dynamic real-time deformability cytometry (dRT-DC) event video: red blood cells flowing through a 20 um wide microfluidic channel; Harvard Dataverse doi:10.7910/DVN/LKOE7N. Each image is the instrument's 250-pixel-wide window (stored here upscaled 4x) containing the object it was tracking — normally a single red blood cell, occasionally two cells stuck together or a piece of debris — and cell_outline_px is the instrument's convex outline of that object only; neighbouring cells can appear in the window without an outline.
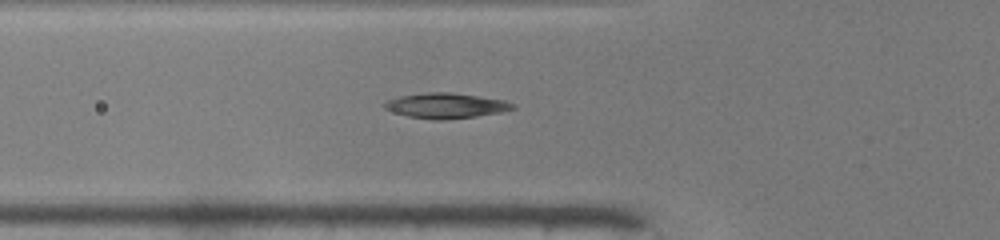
{"species": "common noctule bat (a hibernating species)", "species_latin": "Nyctalus noctula", "temperature_condition": "warm", "stored_images_in_passage": 33, "camera_frame_rate_fps": 3000, "um_per_image_px": 0.085, "animal": {"sex": "male", "body_mass_g": 19.0, "forearm_length_mm": 50.8}, "frame": {"image": 1, "passage_image": 2, "time_ms": 0.333, "image_size_px": [1000, 240], "cell_outline_px": [[516, 108], [500, 112], [476, 116], [440, 120], [432, 120], [408, 116], [384, 108], [384, 104], [388, 100], [400, 96], [428, 92], [452, 92], [504, 100], [516, 104]], "centroid_in_image_um": [37.93, 8.97], "position_along_channel_um": 87.9, "area_um2": 18.67}}
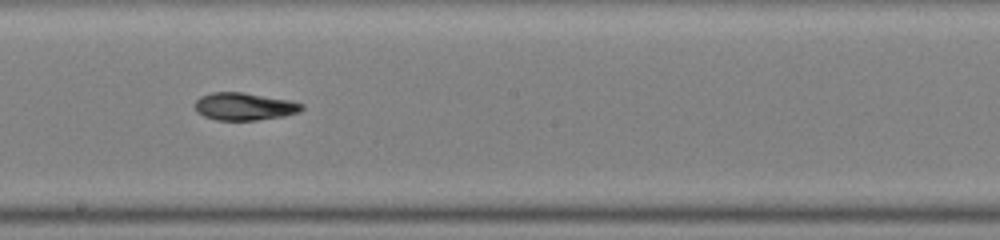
{"frame": {"image": 2, "passage_image": 12, "time_ms": 3.667, "image_size_px": [1000, 240], "cell_outline_px": [[304, 108], [300, 112], [284, 116], [256, 120], [216, 120], [204, 116], [196, 112], [196, 100], [200, 96], [212, 92], [244, 92], [288, 100], [304, 104]], "centroid_in_image_um": [20.77, 9.05], "position_along_channel_um": 227.4, "area_um2": 17.17}}
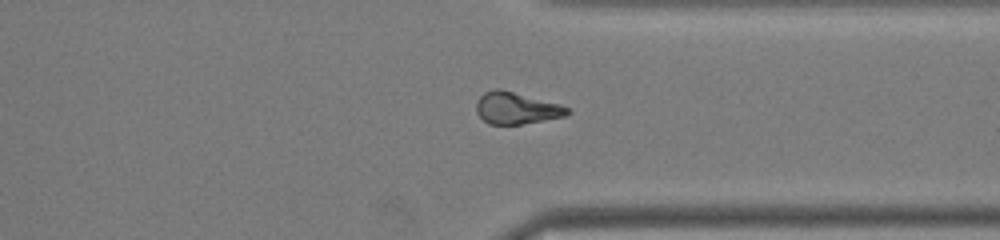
{"frame": {"image": 3, "passage_image": 22, "time_ms": 7.0, "image_size_px": [1000, 240], "cell_outline_px": [[572, 112], [564, 116], [544, 120], [520, 124], [488, 124], [476, 112], [476, 104], [480, 96], [484, 92], [496, 88], [500, 88], [560, 104], [568, 108]], "centroid_in_image_um": [43.88, 9.18], "position_along_channel_um": 367.5, "area_um2": 16.82}}